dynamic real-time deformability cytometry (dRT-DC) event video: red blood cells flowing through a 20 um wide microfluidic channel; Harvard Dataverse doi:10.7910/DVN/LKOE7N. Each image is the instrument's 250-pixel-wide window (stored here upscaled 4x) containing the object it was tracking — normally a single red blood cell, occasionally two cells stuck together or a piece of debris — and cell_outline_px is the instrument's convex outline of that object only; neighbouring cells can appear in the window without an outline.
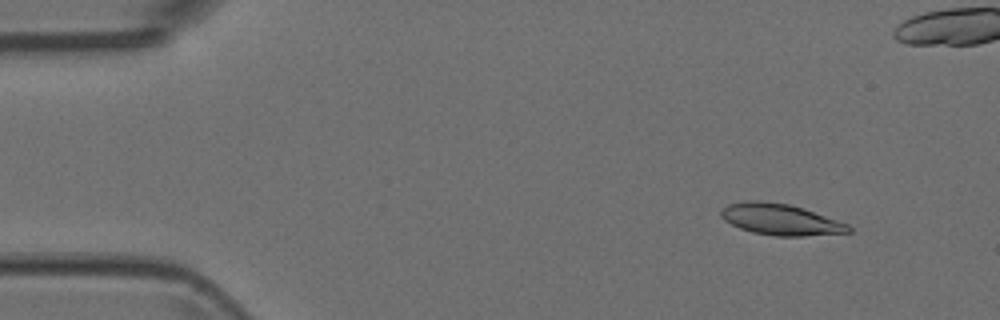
{"species": "Egyptian fruit bat (a non-hibernating species)", "species_latin": "Rousettus aegyptiacus", "temperature_condition": "room temperature", "stored_images_in_passage": 6, "camera_frame_rate_fps": 3000, "um_per_image_px": 0.085, "animal": {"sex": "female"}, "frame": {"image": 1, "passage_image": 2, "time_ms": 0.333, "image_size_px": [1000, 320], "cell_outline_px": [[852, 232], [804, 236], [776, 236], [752, 232], [740, 228], [724, 220], [720, 216], [720, 212], [728, 204], [748, 200], [760, 200], [788, 204], [804, 208], [848, 224], [852, 228]], "centroid_in_image_um": [66.35, 18.65], "position_along_channel_um": 18.7, "area_um2": 23.18}}
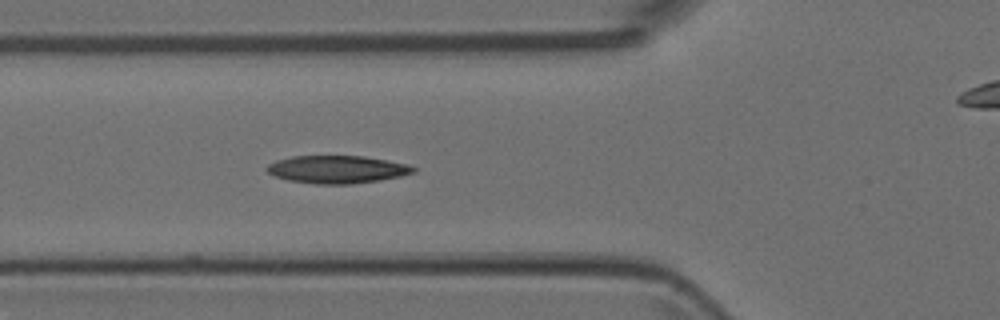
{"frame": {"image": 2, "passage_image": 5, "time_ms": 1.333, "image_size_px": [1000, 320], "cell_outline_px": [[416, 172], [400, 176], [380, 180], [352, 184], [316, 184], [288, 180], [276, 176], [268, 172], [264, 168], [268, 164], [276, 160], [292, 156], [364, 156], [408, 164], [416, 168]], "centroid_in_image_um": [28.65, 14.4], "position_along_channel_um": 97.1, "area_um2": 23.7}}